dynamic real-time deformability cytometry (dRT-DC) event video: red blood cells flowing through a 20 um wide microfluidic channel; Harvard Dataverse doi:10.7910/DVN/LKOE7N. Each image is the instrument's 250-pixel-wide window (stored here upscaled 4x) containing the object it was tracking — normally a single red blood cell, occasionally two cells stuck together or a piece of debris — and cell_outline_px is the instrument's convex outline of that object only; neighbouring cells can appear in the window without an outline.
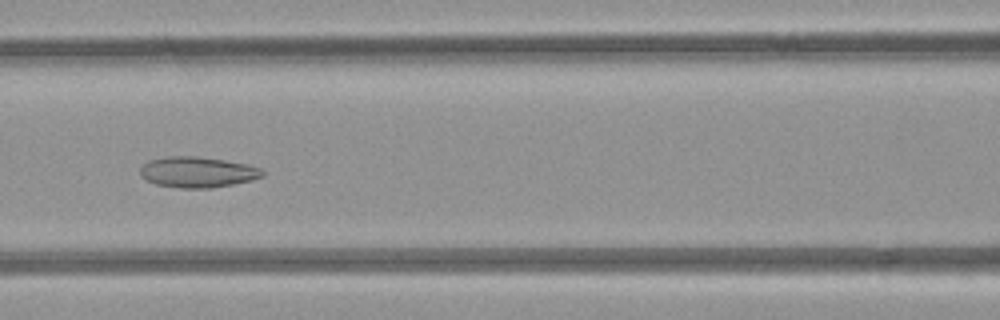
{"species": "common noctule bat (a hibernating species)", "species_latin": "Nyctalus noctula", "temperature_condition": "room temperature", "stored_images_in_passage": 5, "camera_frame_rate_fps": 3000, "um_per_image_px": 0.085, "animal": {"sex": "female", "body_mass_g": 21.9}, "frame": {"image": 1, "passage_image": 5, "time_ms": 5.333, "image_size_px": [1000, 320], "cell_outline_px": [[264, 176], [252, 180], [212, 188], [180, 188], [156, 184], [144, 180], [140, 176], [140, 168], [148, 160], [168, 156], [196, 156], [224, 160], [248, 164], [260, 168], [264, 172]], "centroid_in_image_um": [16.77, 14.63], "position_along_channel_um": 149.8, "area_um2": 22.02}}